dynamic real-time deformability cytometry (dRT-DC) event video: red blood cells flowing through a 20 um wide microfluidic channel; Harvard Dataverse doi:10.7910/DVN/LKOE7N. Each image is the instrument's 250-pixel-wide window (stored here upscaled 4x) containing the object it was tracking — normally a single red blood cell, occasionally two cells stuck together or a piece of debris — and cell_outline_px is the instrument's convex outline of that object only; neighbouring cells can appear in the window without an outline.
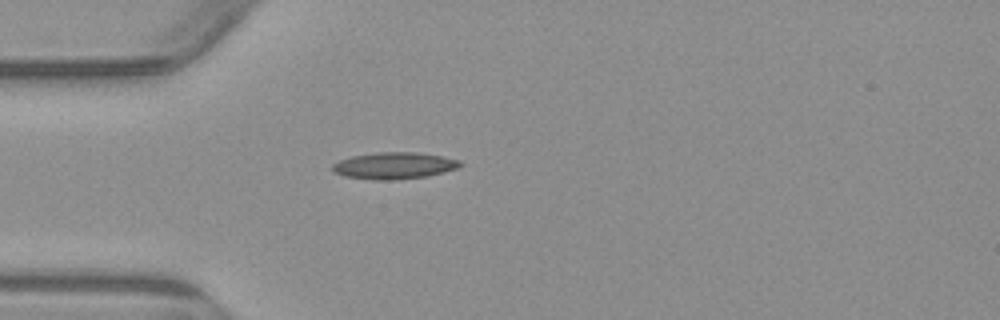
{"species": "common noctule bat (a hibernating species)", "species_latin": "Nyctalus noctula", "temperature_condition": "warm", "stored_images_in_passage": 1, "camera_frame_rate_fps": 3000, "um_per_image_px": 0.085, "animal": {"sex": "male", "body_mass_g": 23.1, "forearm_length_mm": 52.7}, "frame": {"image": 1, "passage_image": 1, "time_ms": 0.0, "image_size_px": [1000, 320], "cell_outline_px": [[464, 164], [456, 168], [444, 172], [428, 176], [392, 180], [376, 180], [344, 176], [332, 172], [332, 164], [340, 160], [352, 156], [376, 152], [416, 152], [440, 156], [460, 160]], "centroid_in_image_um": [33.49, 14.08], "position_along_channel_um": 51.5, "area_um2": 19.88}}